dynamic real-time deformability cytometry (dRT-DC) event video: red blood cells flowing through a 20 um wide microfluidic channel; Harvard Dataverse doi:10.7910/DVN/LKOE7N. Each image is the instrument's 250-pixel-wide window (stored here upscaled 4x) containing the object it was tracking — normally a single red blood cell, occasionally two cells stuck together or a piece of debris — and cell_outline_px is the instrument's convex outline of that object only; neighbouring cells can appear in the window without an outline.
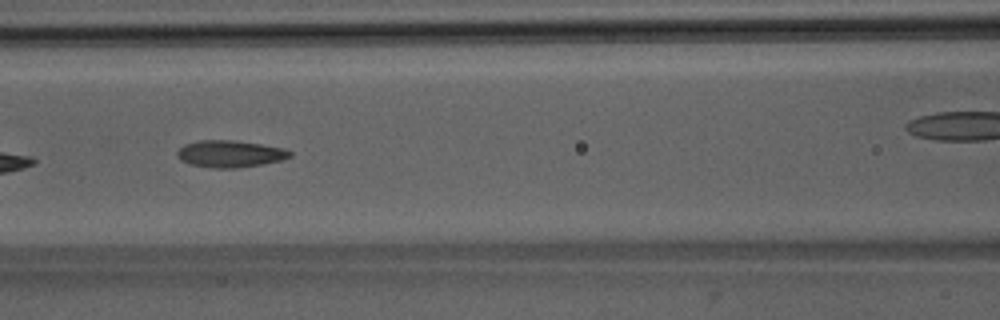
{"species": "Egyptian fruit bat (a non-hibernating species)", "species_latin": "Rousettus aegyptiacus", "temperature_condition": "room temperature", "stored_images_in_passage": 9, "camera_frame_rate_fps": 3000, "um_per_image_px": 0.085, "animal": {"sex": "male"}, "frame": {"image": 1, "passage_image": 6, "time_ms": 5.667, "image_size_px": [1000, 320], "cell_outline_px": [[292, 156], [284, 160], [236, 168], [212, 168], [188, 164], [180, 160], [176, 156], [176, 152], [184, 144], [200, 140], [232, 140], [260, 144], [284, 148], [292, 152]], "centroid_in_image_um": [19.53, 13.08], "position_along_channel_um": 147.1, "area_um2": 17.8}}